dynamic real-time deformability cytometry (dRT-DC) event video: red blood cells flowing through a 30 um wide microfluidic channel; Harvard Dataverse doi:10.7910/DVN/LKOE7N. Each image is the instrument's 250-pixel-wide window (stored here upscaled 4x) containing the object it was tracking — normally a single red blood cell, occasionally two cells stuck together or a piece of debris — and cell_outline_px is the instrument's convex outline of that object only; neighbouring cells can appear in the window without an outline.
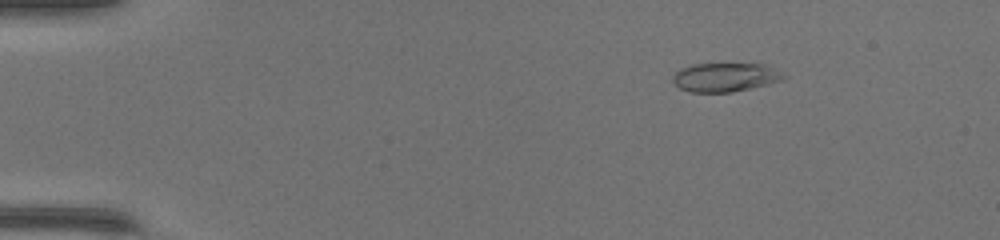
{"species": "common noctule bat (a hibernating species)", "species_latin": "Nyctalus noctula", "temperature_condition": "warm", "stored_images_in_passage": 50, "camera_frame_rate_fps": 3000, "um_per_image_px": 0.085, "animal": {"sex": "female", "body_mass_g": 17.0, "forearm_length_mm": 48.0}, "frame": {"image": 1, "passage_image": 8, "time_ms": 2.333, "image_size_px": [1000, 240], "cell_outline_px": [[788, 76], [784, 80], [732, 92], [688, 92], [680, 88], [672, 80], [672, 76], [680, 68], [692, 64], [764, 64]], "centroid_in_image_um": [61.62, 6.56], "position_along_channel_um": 23.4, "area_um2": 18.55}}
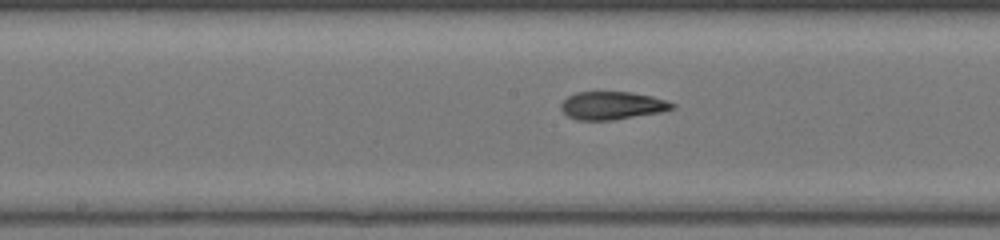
{"frame": {"image": 2, "passage_image": 27, "time_ms": 8.667, "image_size_px": [1000, 240], "cell_outline_px": [[676, 108], [660, 112], [612, 120], [576, 120], [568, 116], [560, 108], [560, 104], [568, 96], [576, 92], [632, 92], [652, 96], [676, 104]], "centroid_in_image_um": [52.03, 8.97], "position_along_channel_um": 196.2, "area_um2": 18.09}}
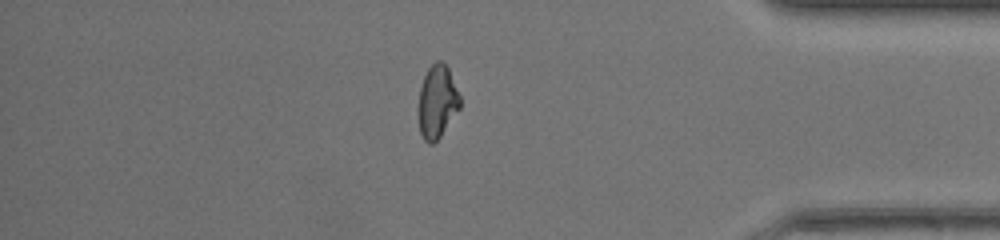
{"frame": {"image": 3, "passage_image": 43, "time_ms": 14.0, "image_size_px": [1000, 240], "cell_outline_px": [[460, 108], [440, 136], [432, 144], [428, 144], [424, 140], [420, 132], [416, 116], [420, 88], [424, 76], [428, 68], [436, 60], [440, 60], [448, 68], [460, 96]], "centroid_in_image_um": [37.12, 8.66], "position_along_channel_um": 398.1, "area_um2": 17.86}, "authors_computed_cell_mechanics": {"area_um2": 18.5538, "velocity_mm_per_s": 4.2987, "shape_relaxation_time_tau1_ms": null, "shape_relaxation_time_tau2_ms": 1.5011, "deformation_change_tau1": null, "deformation_change_tau2": 0.0718}}